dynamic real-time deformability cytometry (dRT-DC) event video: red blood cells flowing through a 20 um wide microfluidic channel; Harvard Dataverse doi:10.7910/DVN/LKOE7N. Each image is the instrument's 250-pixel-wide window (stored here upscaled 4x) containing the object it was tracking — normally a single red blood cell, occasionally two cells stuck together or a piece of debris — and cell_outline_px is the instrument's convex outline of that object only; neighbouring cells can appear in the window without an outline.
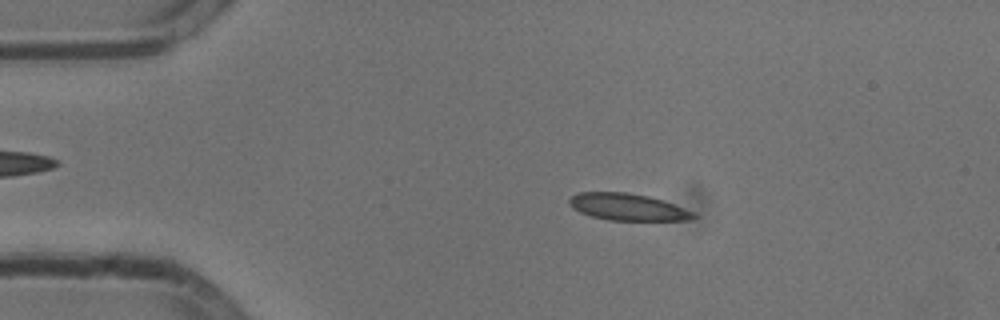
{"species": "common noctule bat (a hibernating species)", "species_latin": "Nyctalus noctula", "temperature_condition": "cold", "stored_images_in_passage": 48, "camera_frame_rate_fps": 3000, "um_per_image_px": 0.085, "animal": {"sex": "male", "body_mass_g": 13.3}, "frame": {"image": 1, "passage_image": 10, "time_ms": 3.0, "image_size_px": [1000, 320], "cell_outline_px": [[696, 216], [688, 220], [608, 220], [592, 216], [580, 212], [572, 208], [568, 204], [568, 200], [576, 192], [624, 192], [648, 196], [672, 204], [692, 212]], "centroid_in_image_um": [53.26, 17.59], "position_along_channel_um": 31.7, "area_um2": 19.13}}
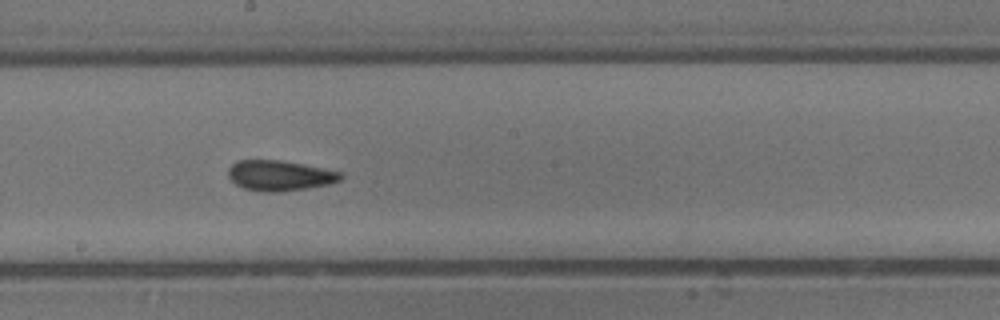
{"frame": {"image": 2, "passage_image": 29, "time_ms": 9.333, "image_size_px": [1000, 320], "cell_outline_px": [[344, 176], [340, 180], [328, 184], [280, 192], [264, 192], [244, 188], [236, 184], [228, 176], [228, 168], [236, 160], [280, 160], [324, 168], [340, 172]], "centroid_in_image_um": [23.75, 14.91], "position_along_channel_um": 224.4, "area_um2": 19.77}}
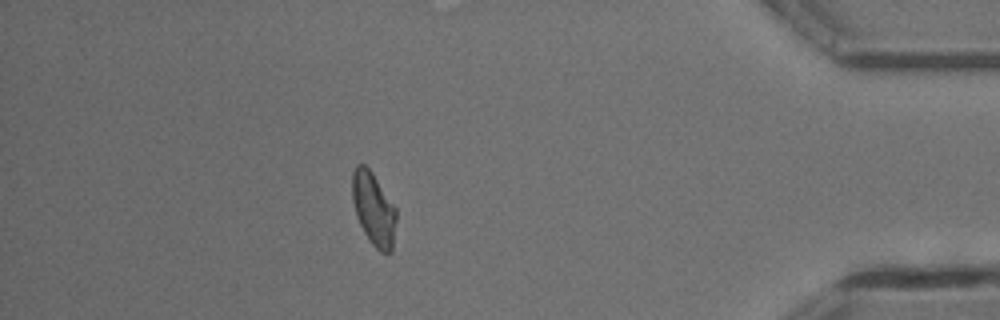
{"frame": {"image": 3, "passage_image": 47, "time_ms": 15.333, "image_size_px": [1000, 320], "cell_outline_px": [[396, 220], [392, 252], [380, 252], [368, 240], [356, 216], [352, 200], [352, 172], [356, 164], [364, 164], [372, 172], [396, 208]], "centroid_in_image_um": [31.74, 17.75], "position_along_channel_um": 403.5, "area_um2": 18.79}}